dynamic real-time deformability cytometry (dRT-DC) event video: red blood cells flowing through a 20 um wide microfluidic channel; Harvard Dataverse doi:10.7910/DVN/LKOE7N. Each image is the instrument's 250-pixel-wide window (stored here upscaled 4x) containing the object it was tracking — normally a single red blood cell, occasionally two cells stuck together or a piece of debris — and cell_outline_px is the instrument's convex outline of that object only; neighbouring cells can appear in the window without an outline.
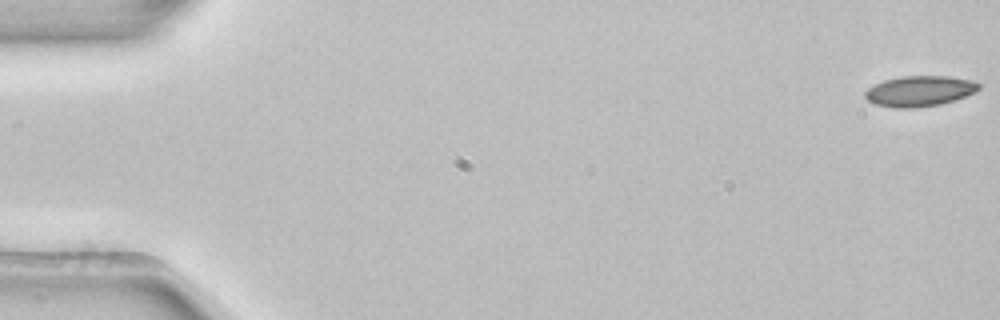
{"species": "common noctule bat (a hibernating species)", "species_latin": "Nyctalus noctula", "temperature_condition": "room temperature", "stored_images_in_passage": 5, "camera_frame_rate_fps": 3000, "um_per_image_px": 0.085, "animal": {"sex": "female", "body_mass_g": 22.7, "forearm_length_mm": 54.2}, "frame": {"image": 1, "passage_image": 1, "time_ms": 0.0, "image_size_px": [1000, 320], "cell_outline_px": [[980, 88], [976, 92], [956, 100], [940, 104], [916, 108], [892, 108], [876, 104], [868, 100], [864, 96], [864, 92], [868, 88], [884, 80], [900, 76], [948, 76], [972, 80], [980, 84]], "centroid_in_image_um": [78.18, 7.74], "position_along_channel_um": 6.8, "area_um2": 20.4}}
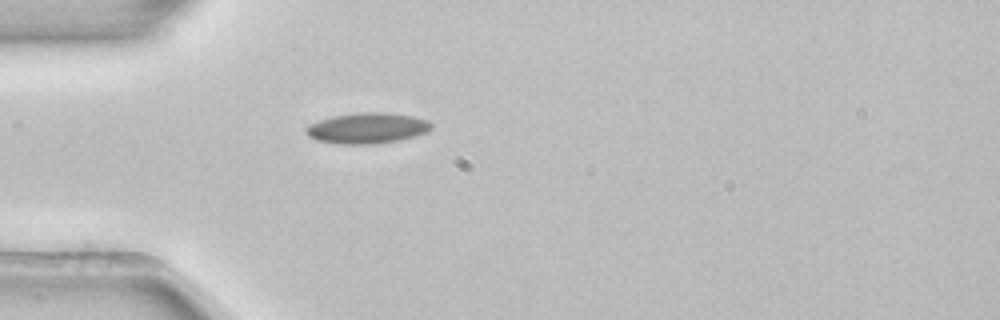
{"frame": {"image": 2, "passage_image": 5, "time_ms": 1.333, "image_size_px": [1000, 320], "cell_outline_px": [[432, 128], [428, 132], [396, 140], [372, 144], [340, 144], [316, 140], [308, 136], [304, 132], [304, 128], [308, 124], [320, 120], [336, 116], [360, 112], [388, 112], [412, 116], [428, 120], [432, 124]], "centroid_in_image_um": [31.19, 10.88], "position_along_channel_um": 53.8, "area_um2": 22.37}}